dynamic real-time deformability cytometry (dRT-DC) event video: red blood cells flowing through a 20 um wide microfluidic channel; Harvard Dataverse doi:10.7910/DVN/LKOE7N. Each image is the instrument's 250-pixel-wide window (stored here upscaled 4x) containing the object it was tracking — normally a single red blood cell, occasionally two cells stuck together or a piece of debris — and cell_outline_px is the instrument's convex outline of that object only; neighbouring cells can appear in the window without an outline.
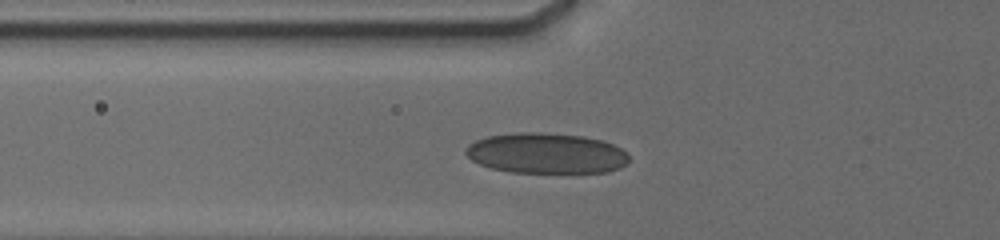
{"species": "human", "species_latin": "Homo sapiens", "temperature_condition": "cold", "stored_images_in_passage": 19, "camera_frame_rate_fps": 3000, "um_per_image_px": 0.085, "donor": {"sex": "male"}, "frame": {"image": 1, "passage_image": 3, "time_ms": 0.333, "image_size_px": [1000, 240], "cell_outline_px": [[628, 164], [620, 168], [608, 172], [556, 176], [508, 172], [492, 168], [480, 164], [472, 160], [464, 152], [468, 144], [476, 140], [488, 136], [516, 132], [540, 132], [584, 136], [600, 140], [612, 144], [628, 152]], "centroid_in_image_um": [46.47, 13.09], "position_along_channel_um": 79.3, "area_um2": 40.06}}
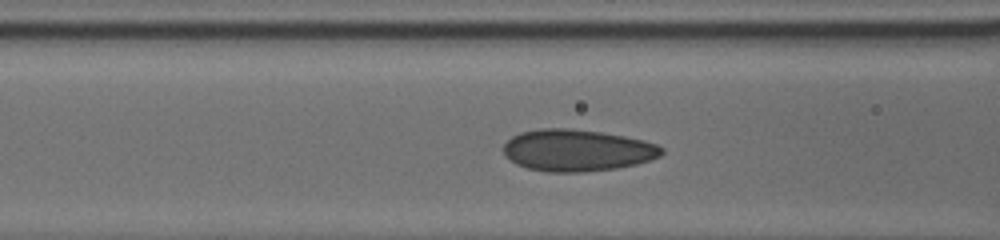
{"frame": {"image": 2, "passage_image": 9, "time_ms": 1.333, "image_size_px": [1000, 240], "cell_outline_px": [[664, 152], [660, 156], [636, 164], [616, 168], [584, 172], [544, 172], [528, 168], [516, 164], [504, 152], [504, 144], [512, 136], [520, 132], [540, 128], [572, 128], [600, 132], [624, 136], [644, 140], [656, 144], [664, 148]], "centroid_in_image_um": [49.06, 12.77], "position_along_channel_um": 117.5, "area_um2": 38.49}}
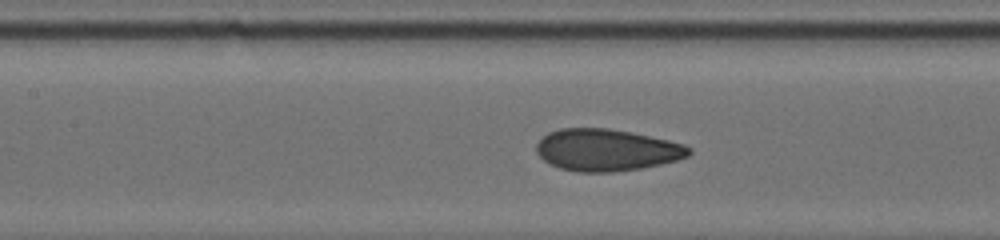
{"frame": {"image": 3, "passage_image": 14, "time_ms": 2.333, "image_size_px": [1000, 240], "cell_outline_px": [[692, 152], [688, 156], [676, 160], [660, 164], [640, 168], [612, 172], [576, 172], [560, 168], [544, 160], [536, 152], [536, 144], [548, 132], [560, 128], [608, 128], [632, 132], [668, 140], [684, 144], [692, 148]], "centroid_in_image_um": [51.56, 12.74], "position_along_channel_um": 155.8, "area_um2": 37.22}}